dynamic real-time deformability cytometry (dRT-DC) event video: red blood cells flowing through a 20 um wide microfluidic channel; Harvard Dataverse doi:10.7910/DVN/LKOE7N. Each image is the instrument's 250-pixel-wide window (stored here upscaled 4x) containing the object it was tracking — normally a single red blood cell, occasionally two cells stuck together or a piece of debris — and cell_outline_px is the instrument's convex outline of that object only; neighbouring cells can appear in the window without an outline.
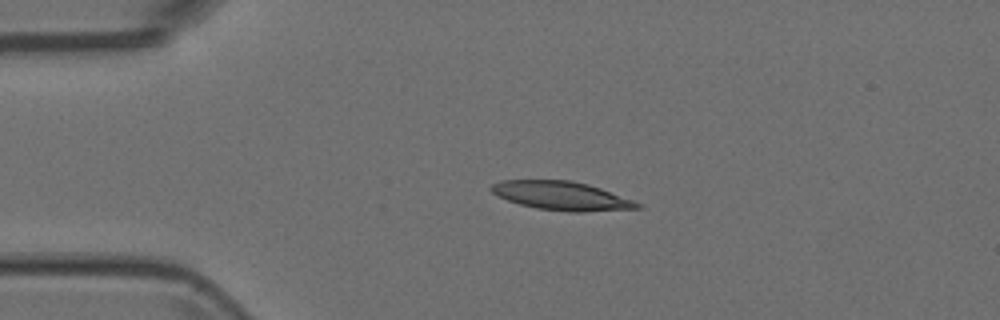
{"species": "Egyptian fruit bat (a non-hibernating species)", "species_latin": "Rousettus aegyptiacus", "temperature_condition": "room temperature", "stored_images_in_passage": 3, "camera_frame_rate_fps": 3000, "um_per_image_px": 0.085, "animal": {"sex": "female"}, "frame": {"image": 1, "passage_image": 2, "time_ms": 0.333, "image_size_px": [1000, 320], "cell_outline_px": [[644, 208], [584, 212], [568, 212], [536, 208], [520, 204], [496, 196], [488, 188], [492, 184], [500, 180], [572, 180], [588, 184], [600, 188], [644, 204]], "centroid_in_image_um": [47.75, 16.65], "position_along_channel_um": 37.3, "area_um2": 24.68}}